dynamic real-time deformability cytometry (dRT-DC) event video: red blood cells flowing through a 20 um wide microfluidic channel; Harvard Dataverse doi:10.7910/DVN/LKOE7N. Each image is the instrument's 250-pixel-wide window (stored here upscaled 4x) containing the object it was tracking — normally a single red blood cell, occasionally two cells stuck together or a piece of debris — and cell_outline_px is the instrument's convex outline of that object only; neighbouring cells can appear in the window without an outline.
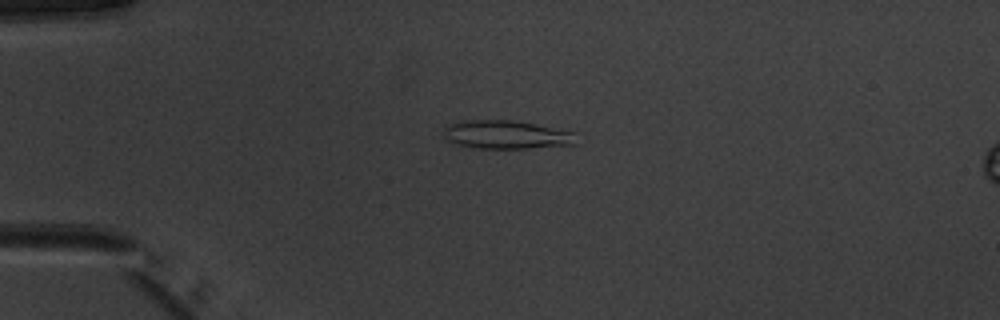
{"species": "common noctule bat (a hibernating species)", "species_latin": "Nyctalus noctula", "temperature_condition": "warm", "stored_images_in_passage": 51, "camera_frame_rate_fps": 3000, "um_per_image_px": 0.085, "animal": {"sex": "male", "body_mass_g": 20.1, "forearm_length_mm": 53.5}, "frame": {"image": 1, "passage_image": 13, "time_ms": 4.0, "image_size_px": [1000, 320], "cell_outline_px": [[576, 144], [528, 148], [472, 148], [456, 144], [444, 140], [444, 128], [448, 124], [460, 120], [516, 120], [576, 132]], "centroid_in_image_um": [43.01, 11.44], "position_along_channel_um": 42.0, "area_um2": 22.31}}
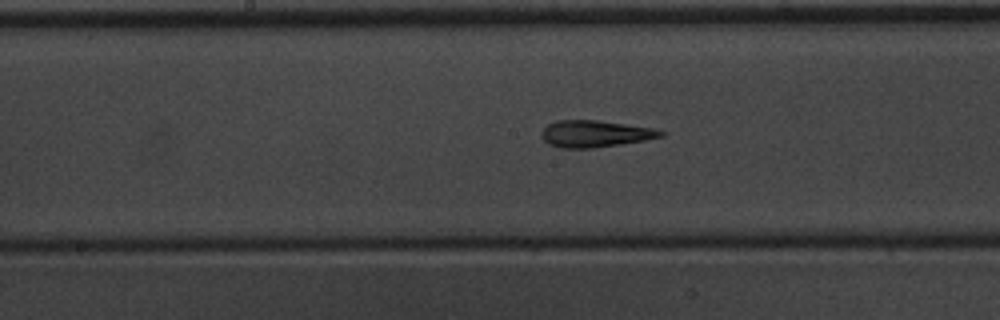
{"frame": {"image": 2, "passage_image": 27, "time_ms": 8.667, "image_size_px": [1000, 320], "cell_outline_px": [[668, 132], [664, 136], [644, 140], [620, 144], [592, 148], [560, 148], [548, 144], [540, 136], [540, 132], [548, 124], [556, 120], [596, 120], [652, 128]], "centroid_in_image_um": [50.55, 11.37], "position_along_channel_um": 197.7, "area_um2": 18.61}}
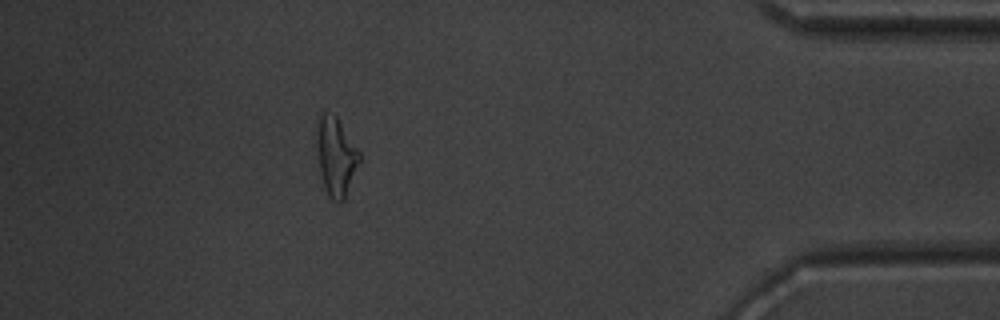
{"frame": {"image": 3, "passage_image": 46, "time_ms": 15.0, "image_size_px": [1000, 320], "cell_outline_px": [[360, 160], [344, 200], [340, 204], [332, 200], [328, 196], [320, 172], [316, 144], [316, 120], [324, 112], [336, 116], [360, 152]], "centroid_in_image_um": [28.53, 13.3], "position_along_channel_um": 406.7, "area_um2": 19.42}, "authors_computed_cell_mechanics": {"area_um2": 19.1318, "velocity_mm_per_s": 3.9874, "shape_relaxation_time_tau1_ms": 7.4699, "shape_relaxation_time_tau2_ms": 2.6374, "deformation_change_tau1": 0.2565, "deformation_change_tau2": 0.154}}